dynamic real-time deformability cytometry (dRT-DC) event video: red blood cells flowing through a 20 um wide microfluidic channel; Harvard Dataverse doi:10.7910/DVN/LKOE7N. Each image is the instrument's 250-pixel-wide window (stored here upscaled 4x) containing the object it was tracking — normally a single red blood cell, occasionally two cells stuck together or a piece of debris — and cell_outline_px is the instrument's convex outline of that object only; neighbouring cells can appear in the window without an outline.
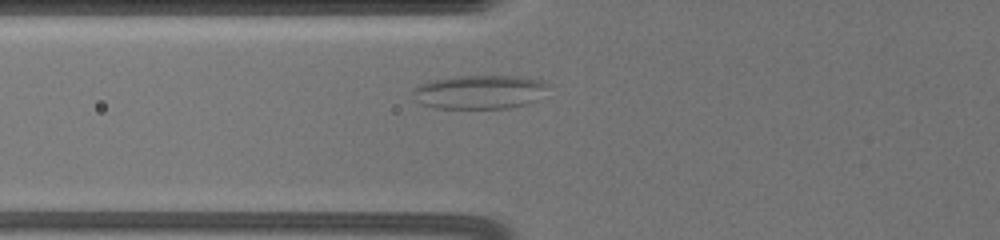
{"species": "common noctule bat (a hibernating species)", "species_latin": "Nyctalus noctula", "temperature_condition": "warm", "stored_images_in_passage": 8, "camera_frame_rate_fps": 3000, "um_per_image_px": 0.085, "animal": {"sex": "female", "body_mass_g": 19.5, "forearm_length_mm": 54.1}, "frame": {"image": 1, "passage_image": 8, "time_ms": 3.667, "image_size_px": [1000, 240], "cell_outline_px": [[552, 84], [536, 100], [512, 108], [432, 108], [420, 104], [416, 100], [412, 92], [412, 88], [428, 80], [456, 76], [524, 76], [544, 80]], "centroid_in_image_um": [40.76, 7.8], "position_along_channel_um": 85.0, "area_um2": 27.17}}